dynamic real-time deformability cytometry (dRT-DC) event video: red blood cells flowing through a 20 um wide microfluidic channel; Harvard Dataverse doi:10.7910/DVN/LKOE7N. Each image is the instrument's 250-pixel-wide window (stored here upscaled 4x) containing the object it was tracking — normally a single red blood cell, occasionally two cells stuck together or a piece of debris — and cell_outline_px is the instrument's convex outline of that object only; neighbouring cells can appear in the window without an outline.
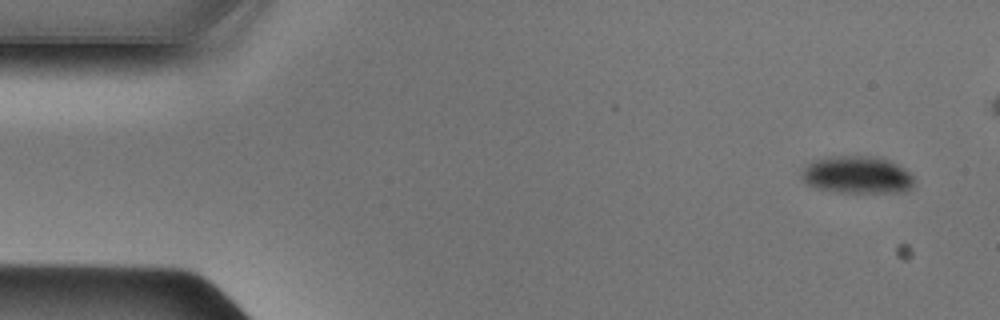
{"species": "Egyptian fruit bat (a non-hibernating species)", "species_latin": "Rousettus aegyptiacus", "temperature_condition": "cold", "stored_images_in_passage": 42, "camera_frame_rate_fps": 3000, "um_per_image_px": 0.085, "animal": {"sex": "male"}, "frame": {"image": 1, "passage_image": 1, "time_ms": 0.0, "image_size_px": [1000, 320], "cell_outline_px": [[912, 184], [904, 192], [840, 192], [816, 188], [808, 184], [800, 176], [800, 172], [812, 160], [836, 156], [872, 156], [888, 160], [896, 164], [908, 172], [912, 176]], "centroid_in_image_um": [72.8, 14.86], "position_along_channel_um": 12.2, "area_um2": 24.16}}
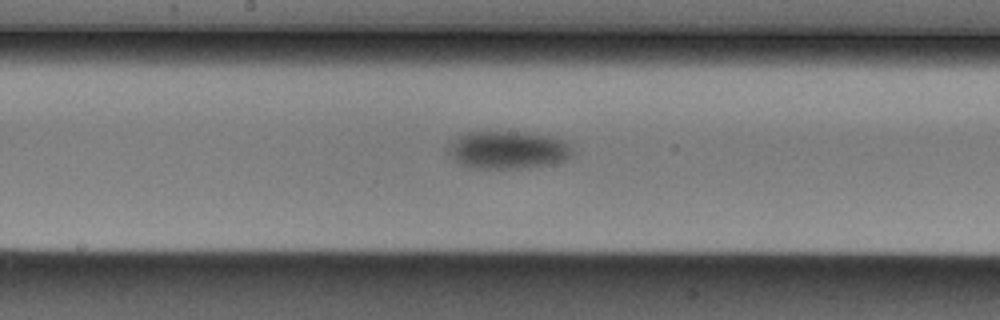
{"frame": {"image": 2, "passage_image": 23, "time_ms": 7.333, "image_size_px": [1000, 320], "cell_outline_px": [[572, 156], [564, 160], [544, 164], [520, 168], [476, 168], [460, 164], [444, 148], [460, 136], [468, 132], [524, 132], [556, 136], [564, 140], [572, 148]], "centroid_in_image_um": [43.18, 12.72], "position_along_channel_um": 205.0, "area_um2": 27.11}}
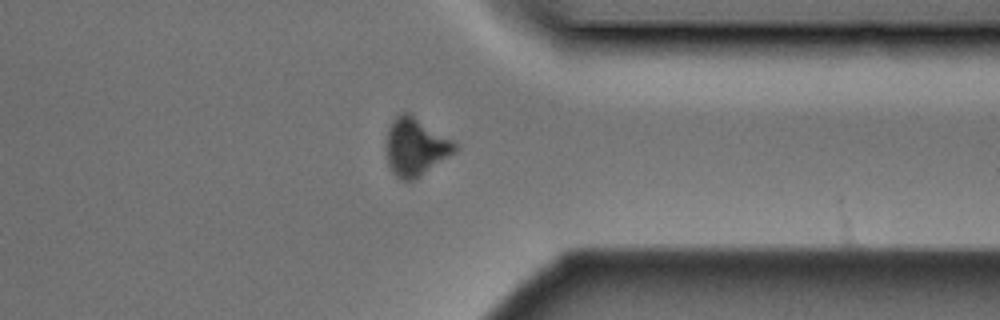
{"frame": {"image": 3, "passage_image": 36, "time_ms": 11.667, "image_size_px": [1000, 320], "cell_outline_px": [[456, 152], [420, 176], [412, 180], [404, 180], [396, 176], [392, 172], [388, 164], [388, 128], [392, 120], [400, 112], [408, 112], [452, 140], [456, 144]], "centroid_in_image_um": [35.33, 12.48], "position_along_channel_um": 376.1, "area_um2": 22.6}}